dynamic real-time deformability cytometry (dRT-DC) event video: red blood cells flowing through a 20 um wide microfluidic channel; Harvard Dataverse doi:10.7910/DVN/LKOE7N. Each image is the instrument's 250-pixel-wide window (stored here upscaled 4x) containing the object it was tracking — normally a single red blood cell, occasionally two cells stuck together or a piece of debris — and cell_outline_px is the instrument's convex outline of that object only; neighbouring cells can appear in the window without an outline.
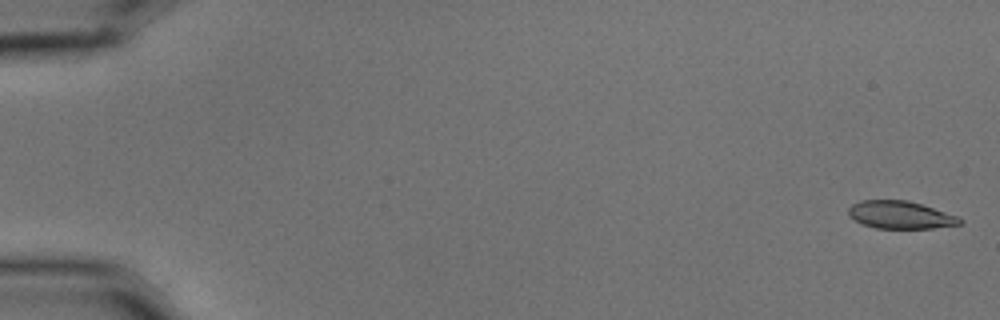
{"species": "common noctule bat (a hibernating species)", "species_latin": "Nyctalus noctula", "temperature_condition": "cold", "stored_images_in_passage": 8, "camera_frame_rate_fps": 3000, "um_per_image_px": 0.085, "animal": {"sex": "male", "body_mass_g": 15.6}, "frame": {"image": 1, "passage_image": 1, "time_ms": 0.0, "image_size_px": [1000, 320], "cell_outline_px": [[964, 220], [960, 224], [932, 228], [876, 228], [864, 224], [848, 216], [848, 208], [852, 204], [860, 200], [908, 200], [956, 216]], "centroid_in_image_um": [76.49, 18.26], "position_along_channel_um": 8.5, "area_um2": 17.69}}
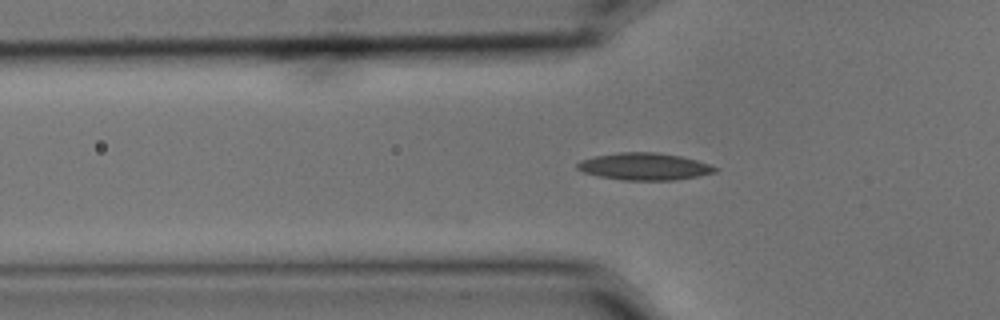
{"frame": {"image": 2, "passage_image": 6, "time_ms": 1.667, "image_size_px": [1000, 320], "cell_outline_px": [[720, 168], [716, 172], [696, 176], [672, 180], [624, 180], [600, 176], [584, 172], [576, 168], [576, 164], [580, 160], [592, 156], [620, 152], [656, 152], [680, 156], [696, 160]], "centroid_in_image_um": [54.75, 14.14], "position_along_channel_um": 71.1, "area_um2": 21.68}}
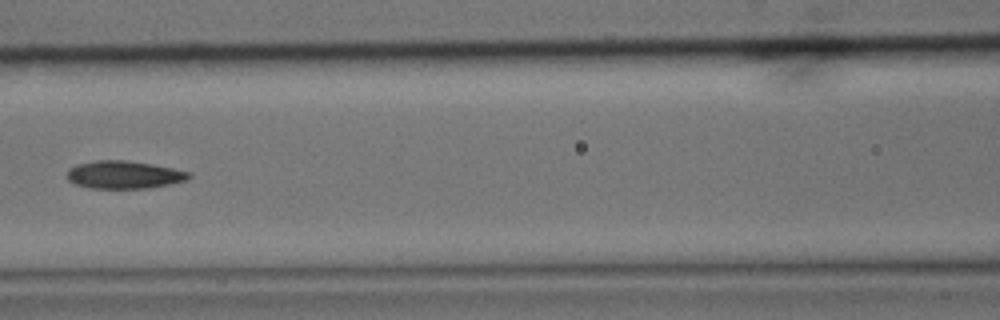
{"frame": {"image": 3, "passage_image": 8, "time_ms": 2.333, "image_size_px": [1000, 320], "cell_outline_px": [[192, 176], [188, 180], [172, 184], [148, 188], [88, 188], [76, 184], [68, 180], [64, 176], [68, 168], [76, 164], [96, 160], [124, 160], [152, 164], [192, 172]], "centroid_in_image_um": [10.53, 14.85], "position_along_channel_um": 156.1, "area_um2": 20.06}}